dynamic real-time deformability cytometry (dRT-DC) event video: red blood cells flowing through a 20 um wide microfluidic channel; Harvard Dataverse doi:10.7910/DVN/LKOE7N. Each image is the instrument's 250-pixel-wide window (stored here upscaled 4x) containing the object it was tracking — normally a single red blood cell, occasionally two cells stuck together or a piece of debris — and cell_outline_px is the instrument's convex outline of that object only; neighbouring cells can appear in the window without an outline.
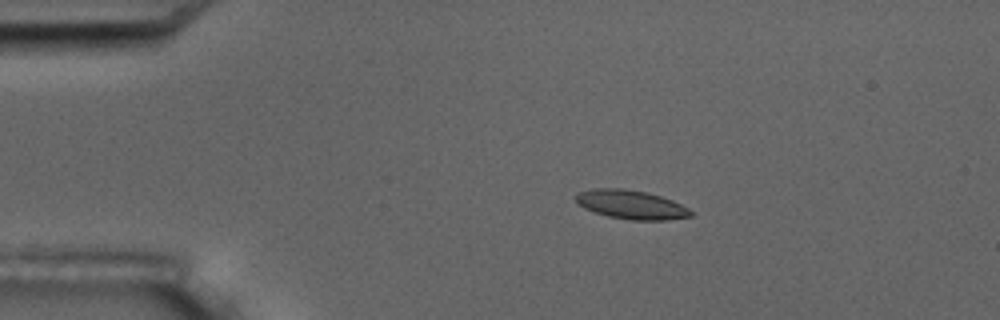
{"species": "common noctule bat (a hibernating species)", "species_latin": "Nyctalus noctula", "temperature_condition": "room temperature", "stored_images_in_passage": 13, "camera_frame_rate_fps": 3000, "um_per_image_px": 0.085, "animal": {"sex": "male", "body_mass_g": 17.5, "forearm_length_mm": 52.3}, "frame": {"image": 1, "passage_image": 3, "time_ms": 2.333, "image_size_px": [1000, 320], "cell_outline_px": [[692, 216], [668, 220], [632, 220], [608, 216], [584, 208], [576, 204], [576, 196], [580, 192], [596, 188], [624, 188], [648, 192], [672, 200], [688, 208], [692, 212]], "centroid_in_image_um": [53.65, 17.39], "position_along_channel_um": 31.3, "area_um2": 19.31}}
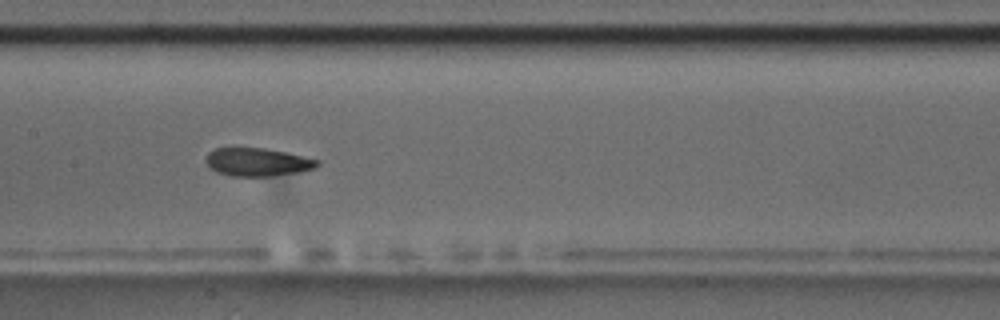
{"frame": {"image": 2, "passage_image": 8, "time_ms": 8.0, "image_size_px": [1000, 320], "cell_outline_px": [[320, 164], [312, 168], [296, 172], [268, 176], [228, 176], [216, 172], [208, 168], [204, 160], [208, 152], [216, 148], [264, 148], [288, 152], [320, 160]], "centroid_in_image_um": [21.82, 13.77], "position_along_channel_um": 185.6, "area_um2": 18.38}}
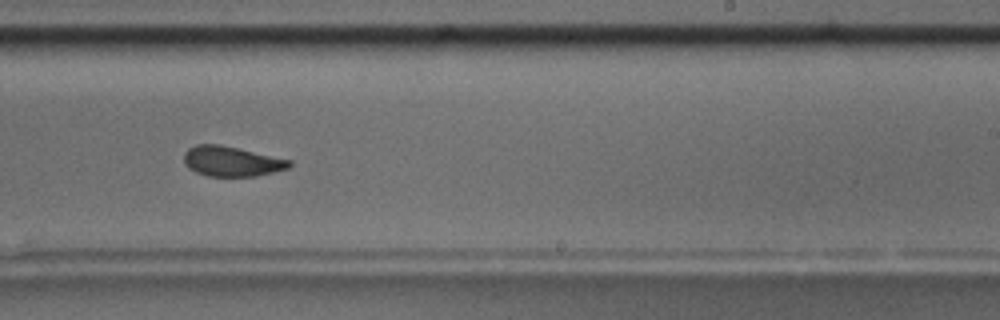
{"frame": {"image": 3, "passage_image": 10, "time_ms": 10.333, "image_size_px": [1000, 320], "cell_outline_px": [[292, 164], [288, 168], [256, 176], [208, 176], [196, 172], [188, 168], [184, 164], [184, 152], [188, 148], [196, 144], [220, 144], [292, 160]], "centroid_in_image_um": [19.66, 13.7], "position_along_channel_um": 269.3, "area_um2": 18.5}, "authors_computed_cell_mechanics": {"area_um2": 18.9584, "velocity_mm_per_s": 3.5983, "shape_relaxation_time_tau1_ms": null, "shape_relaxation_time_tau2_ms": 1.5878, "deformation_change_tau1": null, "deformation_change_tau2": 0.0509}}